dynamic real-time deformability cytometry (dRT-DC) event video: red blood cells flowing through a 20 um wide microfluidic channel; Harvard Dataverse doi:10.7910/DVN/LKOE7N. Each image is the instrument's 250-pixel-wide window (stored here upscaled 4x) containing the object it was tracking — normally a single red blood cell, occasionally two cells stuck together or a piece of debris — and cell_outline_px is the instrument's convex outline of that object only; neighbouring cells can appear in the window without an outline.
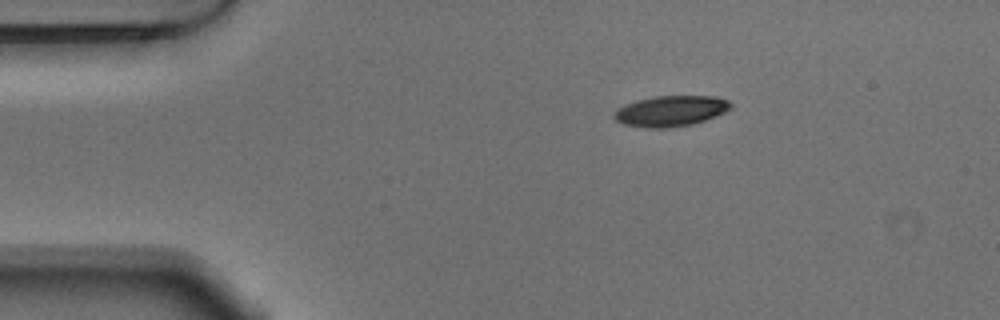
{"species": "Egyptian fruit bat (a non-hibernating species)", "species_latin": "Rousettus aegyptiacus", "temperature_condition": "warm", "stored_images_in_passage": 45, "camera_frame_rate_fps": 3000, "um_per_image_px": 0.085, "animal": {"sex": "male"}, "frame": {"image": 1, "passage_image": 1, "time_ms": 0.0, "image_size_px": [1000, 320], "cell_outline_px": [[732, 108], [716, 116], [692, 124], [668, 128], [648, 128], [624, 124], [616, 120], [612, 116], [612, 112], [616, 108], [624, 104], [636, 100], [656, 96], [716, 96], [728, 100], [732, 104]], "centroid_in_image_um": [56.98, 9.43], "position_along_channel_um": 28.0, "area_um2": 21.04}}
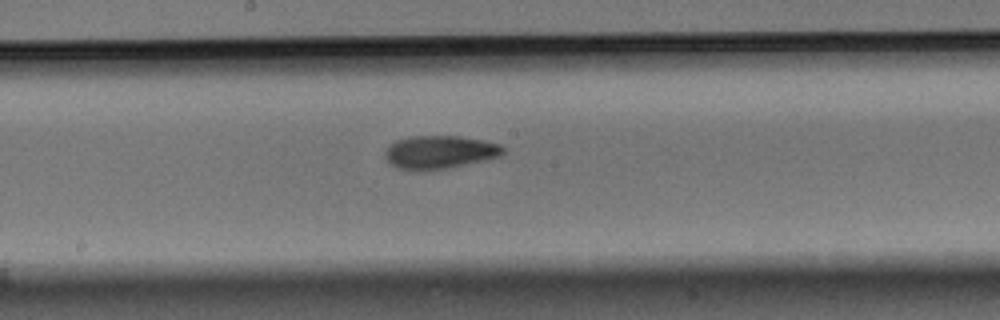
{"frame": {"image": 2, "passage_image": 20, "time_ms": 6.333, "image_size_px": [1000, 320], "cell_outline_px": [[504, 152], [500, 156], [484, 160], [448, 168], [396, 168], [384, 156], [384, 152], [396, 140], [412, 136], [460, 136], [484, 140], [500, 144], [504, 148]], "centroid_in_image_um": [37.42, 12.89], "position_along_channel_um": 210.8, "area_um2": 22.2}}
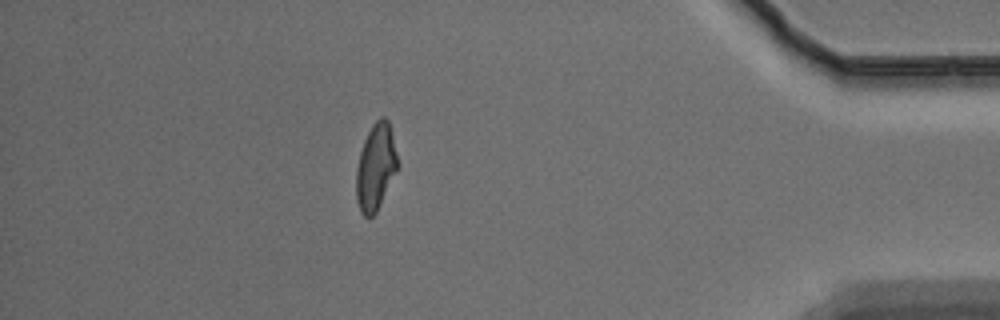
{"frame": {"image": 3, "passage_image": 39, "time_ms": 12.667, "image_size_px": [1000, 320], "cell_outline_px": [[396, 172], [376, 212], [368, 220], [360, 212], [356, 200], [356, 168], [360, 152], [364, 140], [372, 124], [380, 116], [384, 116], [388, 120], [396, 152]], "centroid_in_image_um": [31.9, 14.22], "position_along_channel_um": 403.3, "area_um2": 20.63}, "authors_computed_cell_mechanics": {"area_um2": 21.5594, "velocity_mm_per_s": 3.7462, "shape_relaxation_time_tau1_ms": 4.0596, "shape_relaxation_time_tau2_ms": 4.0145, "deformation_change_tau1": 0.1541, "deformation_change_tau2": 0.1071}}